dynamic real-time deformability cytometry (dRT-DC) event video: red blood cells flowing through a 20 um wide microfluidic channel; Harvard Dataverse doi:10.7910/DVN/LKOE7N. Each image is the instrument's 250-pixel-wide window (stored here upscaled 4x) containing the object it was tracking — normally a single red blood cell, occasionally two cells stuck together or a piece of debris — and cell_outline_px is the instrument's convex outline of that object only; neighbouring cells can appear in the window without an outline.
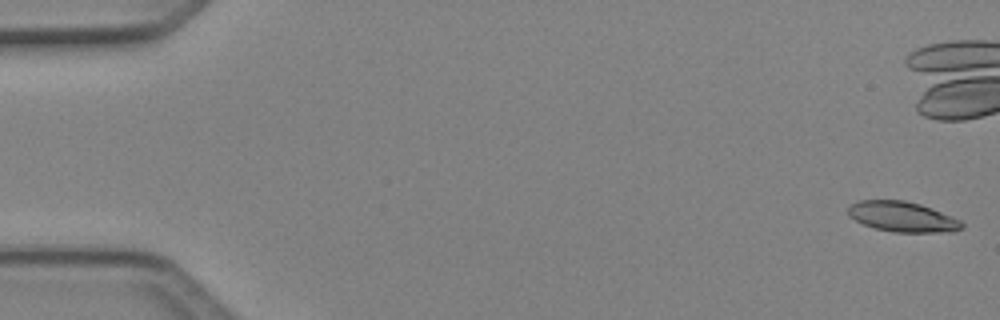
{"species": "Egyptian fruit bat (a non-hibernating species)", "species_latin": "Rousettus aegyptiacus", "temperature_condition": "cold", "stored_images_in_passage": 3, "camera_frame_rate_fps": 3000, "um_per_image_px": 0.085, "animal": {"sex": "female"}, "frame": {"image": 1, "passage_image": 1, "time_ms": 0.0, "image_size_px": [1000, 320], "cell_outline_px": [[964, 228], [956, 232], [892, 232], [876, 228], [864, 224], [848, 216], [848, 208], [852, 204], [860, 200], [904, 200], [920, 204], [932, 208], [960, 220], [964, 224]], "centroid_in_image_um": [76.74, 18.43], "position_along_channel_um": 8.3, "area_um2": 20.06}}